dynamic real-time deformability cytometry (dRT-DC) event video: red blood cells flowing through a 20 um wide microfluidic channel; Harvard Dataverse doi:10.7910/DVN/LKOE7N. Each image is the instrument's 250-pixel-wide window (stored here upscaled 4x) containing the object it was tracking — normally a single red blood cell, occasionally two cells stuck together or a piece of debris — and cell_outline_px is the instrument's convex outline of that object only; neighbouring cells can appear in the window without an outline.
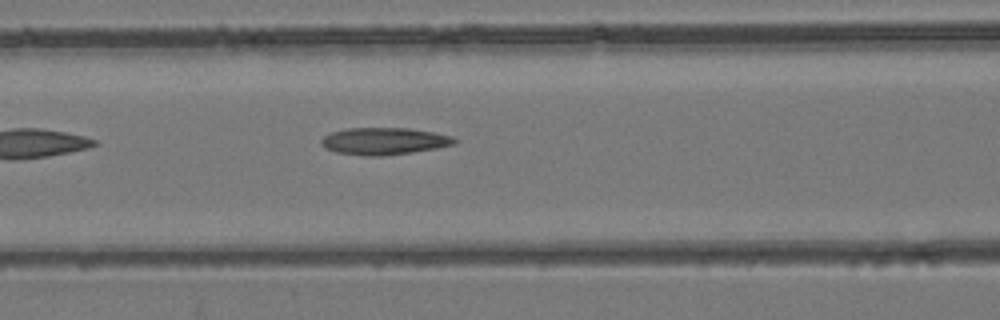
{"species": "common noctule bat (a hibernating species)", "species_latin": "Nyctalus noctula", "temperature_condition": "room temperature", "stored_images_in_passage": 34, "camera_frame_rate_fps": 3000, "um_per_image_px": 0.085, "animal": {"sex": "female", "body_mass_g": 24.6, "forearm_length_mm": 56.2}, "frame": {"image": 1, "passage_image": 7, "time_ms": 2.0, "image_size_px": [1000, 320], "cell_outline_px": [[460, 140], [456, 144], [436, 148], [412, 152], [384, 156], [364, 156], [336, 152], [320, 144], [320, 140], [324, 136], [332, 132], [348, 128], [408, 128], [432, 132], [452, 136]], "centroid_in_image_um": [32.68, 12.0], "position_along_channel_um": 133.9, "area_um2": 21.04}}
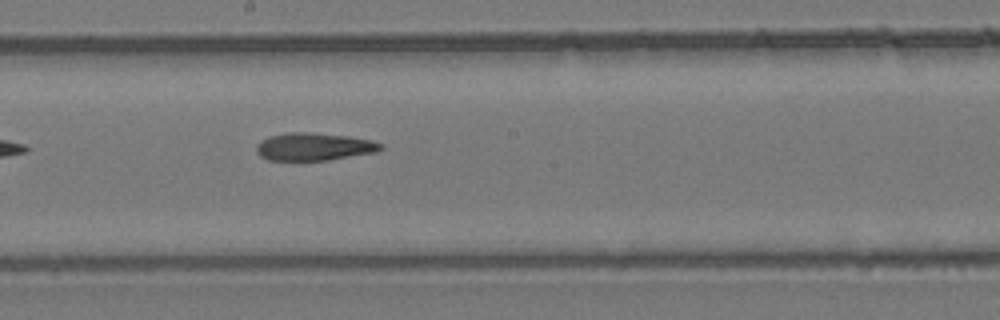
{"frame": {"image": 2, "passage_image": 13, "time_ms": 4.0, "image_size_px": [1000, 320], "cell_outline_px": [[384, 148], [376, 152], [328, 160], [268, 160], [260, 156], [256, 152], [256, 144], [260, 140], [268, 136], [284, 132], [308, 132], [348, 136], [372, 140], [384, 144]], "centroid_in_image_um": [26.67, 12.46], "position_along_channel_um": 221.5, "area_um2": 20.29}}
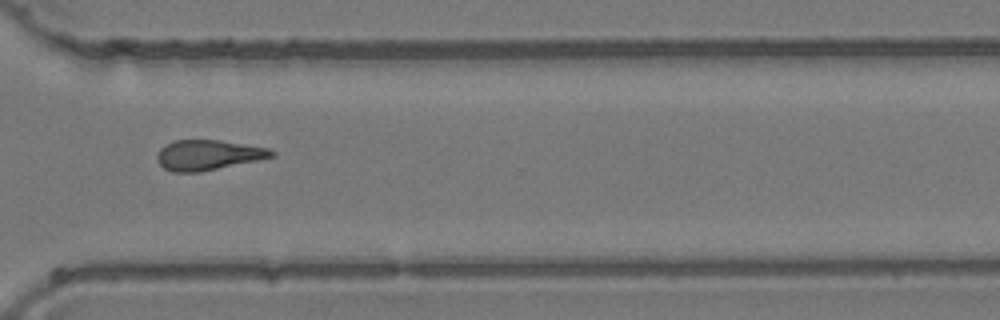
{"frame": {"image": 3, "passage_image": 22, "time_ms": 7.0, "image_size_px": [1000, 320], "cell_outline_px": [[276, 156], [200, 172], [172, 172], [164, 168], [156, 160], [156, 156], [160, 148], [176, 140], [220, 140], [268, 148], [276, 152]], "centroid_in_image_um": [17.68, 13.18], "position_along_channel_um": 352.9, "area_um2": 20.0}}